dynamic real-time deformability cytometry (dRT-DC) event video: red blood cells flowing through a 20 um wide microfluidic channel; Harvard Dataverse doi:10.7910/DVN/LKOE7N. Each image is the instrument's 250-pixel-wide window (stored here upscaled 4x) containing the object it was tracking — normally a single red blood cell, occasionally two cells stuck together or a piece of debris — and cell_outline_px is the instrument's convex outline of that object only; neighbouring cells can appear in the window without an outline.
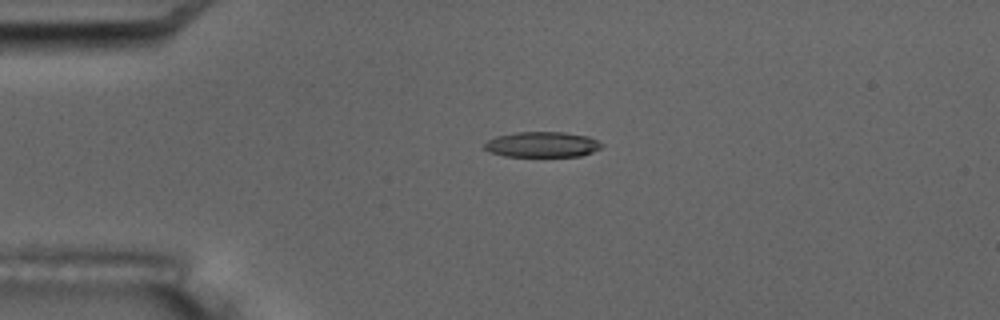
{"species": "common noctule bat (a hibernating species)", "species_latin": "Nyctalus noctula", "temperature_condition": "room temperature", "stored_images_in_passage": 5, "camera_frame_rate_fps": 3000, "um_per_image_px": 0.085, "animal": {"sex": "male", "body_mass_g": 17.5, "forearm_length_mm": 52.3}, "frame": {"image": 1, "passage_image": 4, "time_ms": 3.667, "image_size_px": [1000, 320], "cell_outline_px": [[604, 144], [600, 148], [592, 152], [580, 156], [504, 156], [488, 152], [484, 148], [484, 144], [488, 140], [496, 136], [516, 132], [564, 132], [588, 136]], "centroid_in_image_um": [46.07, 12.28], "position_along_channel_um": 38.9, "area_um2": 17.4}}